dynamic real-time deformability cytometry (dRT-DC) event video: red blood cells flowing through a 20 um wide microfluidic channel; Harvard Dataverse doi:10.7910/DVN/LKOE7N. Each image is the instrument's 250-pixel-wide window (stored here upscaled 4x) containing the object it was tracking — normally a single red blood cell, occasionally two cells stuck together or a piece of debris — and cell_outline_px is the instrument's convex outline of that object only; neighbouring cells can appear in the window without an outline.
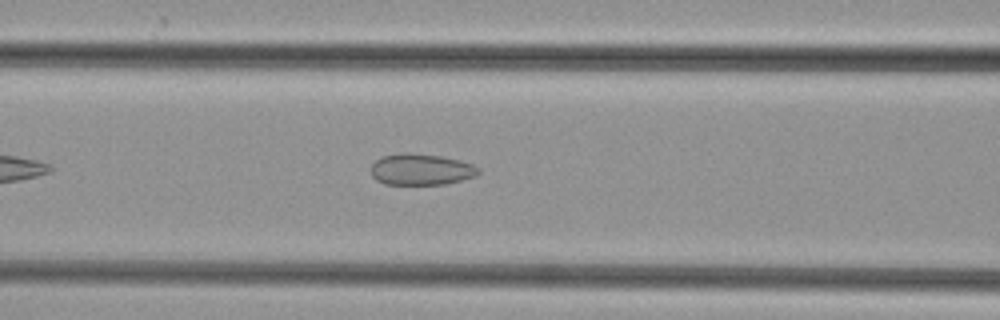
{"species": "common noctule bat (a hibernating species)", "species_latin": "Nyctalus noctula", "temperature_condition": "cold", "stored_images_in_passage": 33, "camera_frame_rate_fps": 3000, "um_per_image_px": 0.085, "animal": {"sex": "female", "body_mass_g": 29.2, "forearm_length_mm": 56.3}, "frame": {"image": 1, "passage_image": 9, "time_ms": 2.667, "image_size_px": [1000, 320], "cell_outline_px": [[480, 172], [476, 176], [444, 184], [384, 184], [376, 180], [372, 176], [372, 164], [376, 160], [384, 156], [440, 156], [460, 160], [472, 164], [480, 168]], "centroid_in_image_um": [35.84, 14.46], "position_along_channel_um": 130.8, "area_um2": 18.67}}
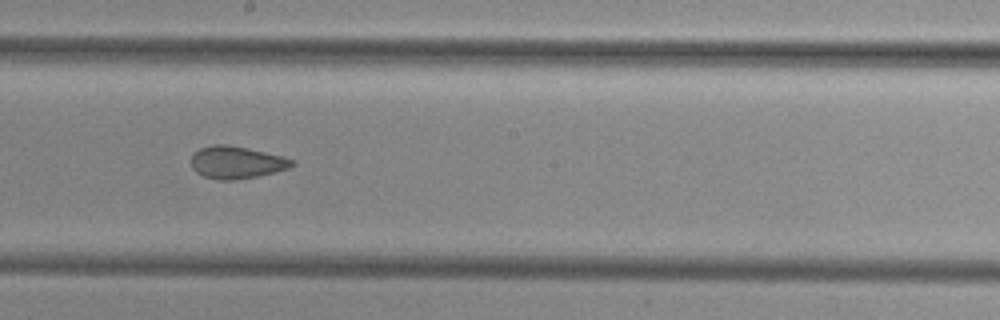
{"frame": {"image": 2, "passage_image": 16, "time_ms": 5.0, "image_size_px": [1000, 320], "cell_outline_px": [[296, 164], [288, 168], [256, 176], [232, 180], [220, 180], [204, 176], [196, 172], [192, 168], [192, 156], [200, 148], [212, 144], [228, 144], [248, 148], [280, 156], [292, 160]], "centroid_in_image_um": [20.06, 13.79], "position_along_channel_um": 228.1, "area_um2": 18.67}}
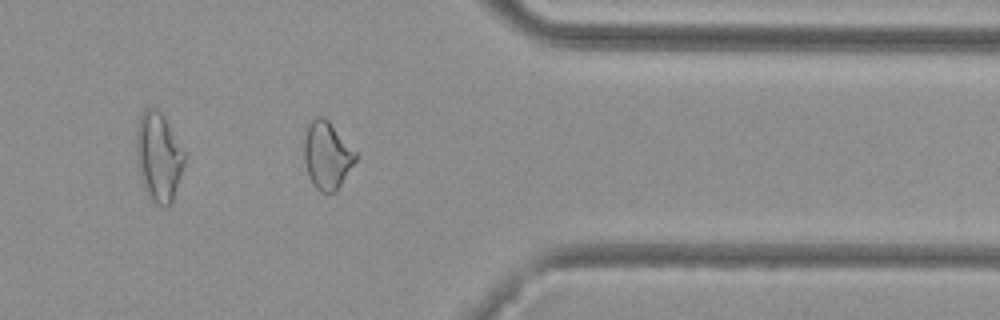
{"frame": {"image": 3, "passage_image": 28, "time_ms": 9.0, "image_size_px": [1000, 320], "cell_outline_px": [[356, 160], [336, 192], [320, 192], [316, 188], [308, 176], [304, 160], [304, 136], [308, 124], [316, 116], [324, 116], [328, 120], [356, 152]], "centroid_in_image_um": [27.77, 13.2], "position_along_channel_um": 383.6, "area_um2": 20.17}}